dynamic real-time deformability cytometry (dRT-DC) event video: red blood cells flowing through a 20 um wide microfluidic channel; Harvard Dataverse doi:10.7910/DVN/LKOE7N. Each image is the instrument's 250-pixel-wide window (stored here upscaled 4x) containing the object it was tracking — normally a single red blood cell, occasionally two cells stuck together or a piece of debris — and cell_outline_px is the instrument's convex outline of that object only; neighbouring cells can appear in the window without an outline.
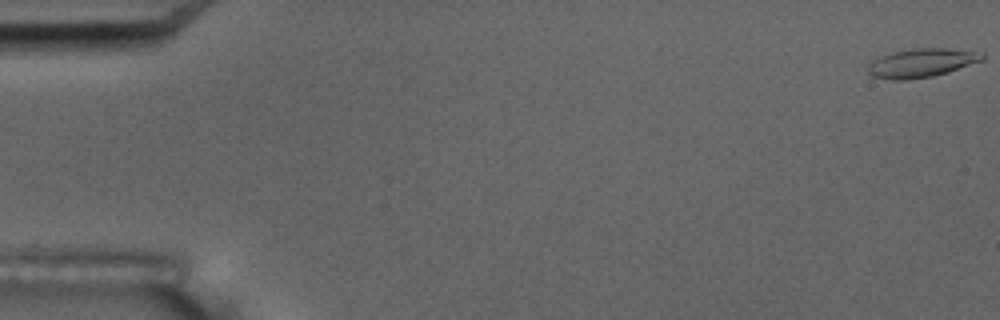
{"species": "common noctule bat (a hibernating species)", "species_latin": "Nyctalus noctula", "temperature_condition": "room temperature", "stored_images_in_passage": 8, "camera_frame_rate_fps": 3000, "um_per_image_px": 0.085, "animal": {"sex": "male", "body_mass_g": 17.5, "forearm_length_mm": 52.3}, "frame": {"image": 1, "passage_image": 1, "time_ms": 0.0, "image_size_px": [1000, 320], "cell_outline_px": [[984, 60], [948, 72], [932, 76], [904, 80], [892, 80], [872, 76], [868, 72], [868, 64], [876, 56], [892, 52], [916, 48], [944, 48], [972, 52], [984, 56]], "centroid_in_image_um": [78.23, 5.35], "position_along_channel_um": 6.8, "area_um2": 18.96}}